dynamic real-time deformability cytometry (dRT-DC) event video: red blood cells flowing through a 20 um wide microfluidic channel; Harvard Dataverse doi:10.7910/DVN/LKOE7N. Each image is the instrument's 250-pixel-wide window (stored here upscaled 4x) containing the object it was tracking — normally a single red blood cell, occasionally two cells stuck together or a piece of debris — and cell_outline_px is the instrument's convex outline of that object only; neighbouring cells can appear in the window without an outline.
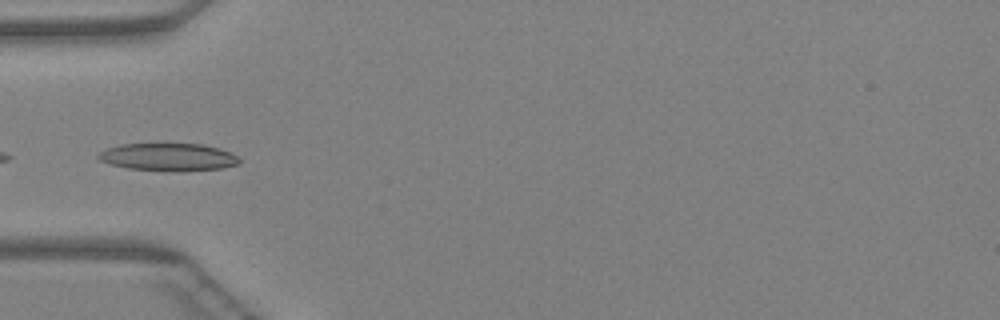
{"species": "Egyptian fruit bat (a non-hibernating species)", "species_latin": "Rousettus aegyptiacus", "temperature_condition": "warm", "stored_images_in_passage": 19, "camera_frame_rate_fps": 3000, "um_per_image_px": 0.085, "animal": {"sex": "female"}, "frame": {"image": 1, "passage_image": 14, "time_ms": 4.333, "image_size_px": [1000, 320], "cell_outline_px": [[240, 164], [224, 168], [180, 172], [176, 172], [128, 168], [112, 164], [100, 160], [96, 156], [100, 152], [108, 148], [120, 144], [200, 144], [220, 148], [232, 152], [240, 160]], "centroid_in_image_um": [14.37, 13.36], "position_along_channel_um": 70.6, "area_um2": 22.83}}
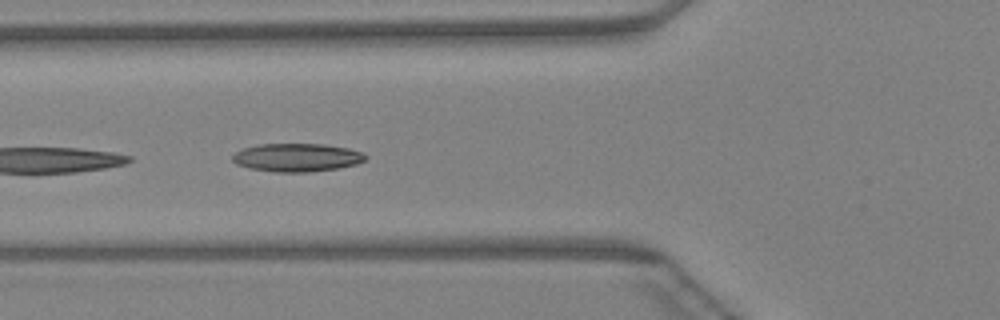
{"frame": {"image": 2, "passage_image": 16, "time_ms": 5.0, "image_size_px": [1000, 320], "cell_outline_px": [[368, 156], [364, 160], [356, 164], [340, 168], [308, 172], [272, 172], [248, 168], [236, 164], [232, 160], [232, 156], [236, 152], [244, 148], [260, 144], [324, 144], [348, 148], [364, 152]], "centroid_in_image_um": [25.25, 13.39], "position_along_channel_um": 100.6, "area_um2": 22.02}}